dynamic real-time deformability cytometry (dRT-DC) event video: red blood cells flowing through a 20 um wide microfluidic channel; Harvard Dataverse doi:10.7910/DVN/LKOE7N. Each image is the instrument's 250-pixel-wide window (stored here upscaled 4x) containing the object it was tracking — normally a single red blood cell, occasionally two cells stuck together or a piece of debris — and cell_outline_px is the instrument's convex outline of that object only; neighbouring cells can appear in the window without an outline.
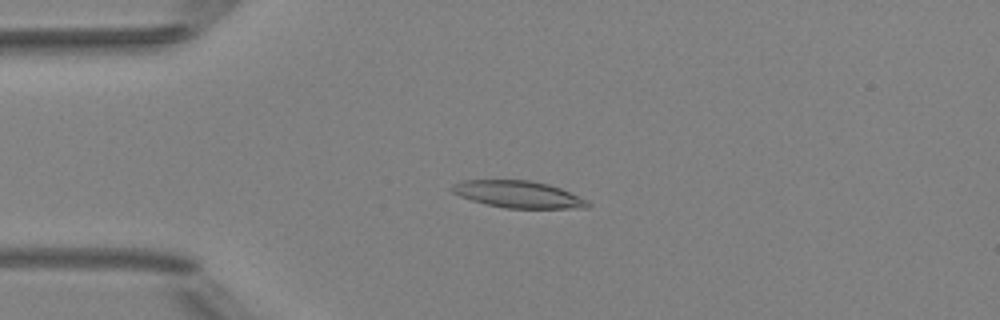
{"species": "Egyptian fruit bat (a non-hibernating species)", "species_latin": "Rousettus aegyptiacus", "temperature_condition": "room temperature", "stored_images_in_passage": 4, "camera_frame_rate_fps": 3000, "um_per_image_px": 0.085, "animal": {"sex": "female"}, "frame": {"image": 1, "passage_image": 3, "time_ms": 3.333, "image_size_px": [1000, 320], "cell_outline_px": [[592, 204], [588, 208], [504, 208], [472, 200], [460, 196], [452, 192], [448, 188], [452, 184], [464, 180], [532, 180], [548, 184], [560, 188], [588, 200]], "centroid_in_image_um": [44.05, 16.51], "position_along_channel_um": 40.9, "area_um2": 21.39}}